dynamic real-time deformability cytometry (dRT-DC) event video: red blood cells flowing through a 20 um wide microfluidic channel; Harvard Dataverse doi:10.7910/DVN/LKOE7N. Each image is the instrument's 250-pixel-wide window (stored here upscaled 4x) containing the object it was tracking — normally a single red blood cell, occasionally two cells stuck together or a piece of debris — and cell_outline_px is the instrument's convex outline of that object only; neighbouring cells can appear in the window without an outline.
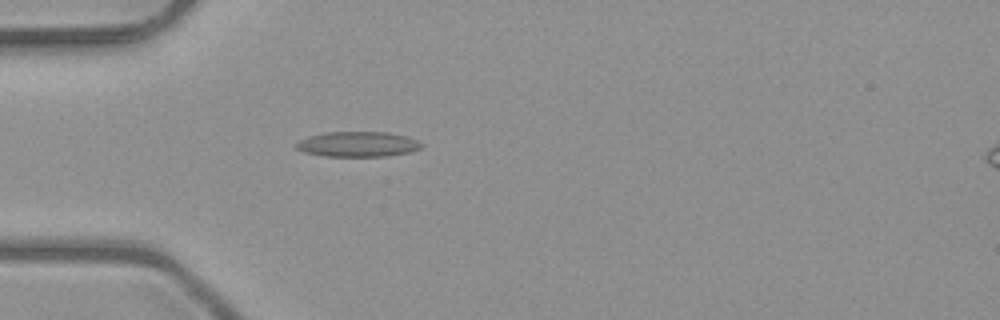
{"species": "common noctule bat (a hibernating species)", "species_latin": "Nyctalus noctula", "temperature_condition": "room temperature", "stored_images_in_passage": 34, "camera_frame_rate_fps": 3000, "um_per_image_px": 0.085, "animal": {"sex": "male", "body_mass_g": 23.1, "forearm_length_mm": 52.7}, "frame": {"image": 1, "passage_image": 2, "time_ms": 0.333, "image_size_px": [1000, 320], "cell_outline_px": [[424, 144], [420, 148], [412, 152], [388, 156], [324, 156], [304, 152], [296, 148], [292, 144], [308, 136], [328, 132], [388, 132], [408, 136]], "centroid_in_image_um": [30.42, 12.26], "position_along_channel_um": 54.6, "area_um2": 18.55}}
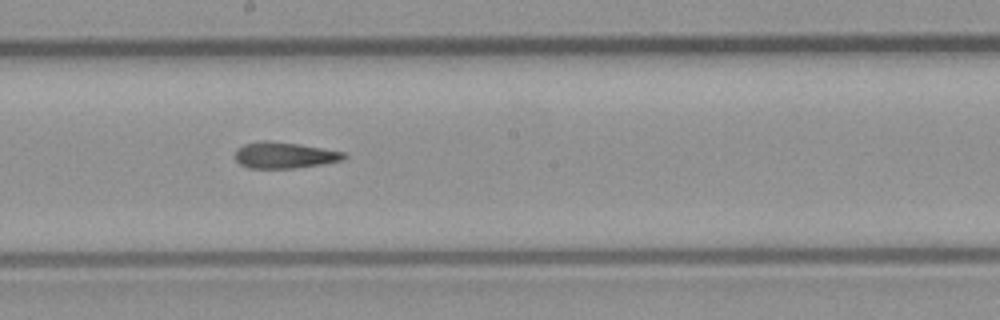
{"frame": {"image": 2, "passage_image": 15, "time_ms": 4.667, "image_size_px": [1000, 320], "cell_outline_px": [[348, 156], [344, 160], [320, 164], [292, 168], [248, 168], [240, 164], [236, 160], [236, 148], [244, 144], [260, 140], [268, 140], [300, 144], [344, 152]], "centroid_in_image_um": [24.16, 13.18], "position_along_channel_um": 224.0, "area_um2": 16.65}}
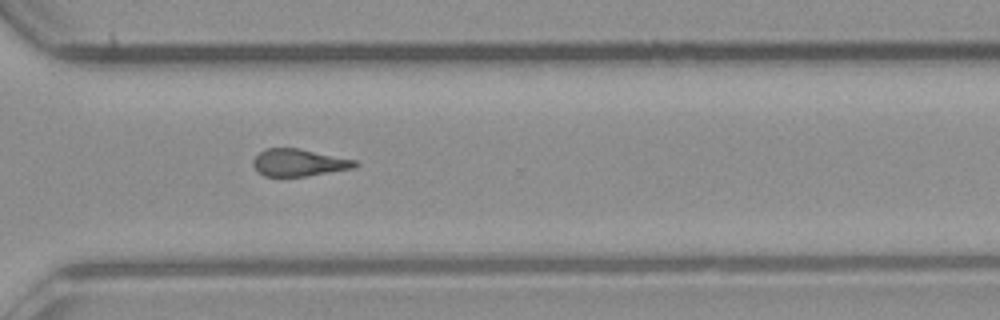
{"frame": {"image": 3, "passage_image": 24, "time_ms": 7.667, "image_size_px": [1000, 320], "cell_outline_px": [[360, 164], [352, 168], [304, 176], [264, 176], [252, 164], [252, 160], [264, 148], [300, 148], [356, 160]], "centroid_in_image_um": [25.4, 13.8], "position_along_channel_um": 345.2, "area_um2": 16.01}, "authors_computed_cell_mechanics": {"area_um2": 17.1377, "velocity_mm_per_s": 4.0512, "shape_relaxation_time_tau1_ms": null, "shape_relaxation_time_tau2_ms": 4.9538, "deformation_change_tau1": null, "deformation_change_tau2": 0.1546}}